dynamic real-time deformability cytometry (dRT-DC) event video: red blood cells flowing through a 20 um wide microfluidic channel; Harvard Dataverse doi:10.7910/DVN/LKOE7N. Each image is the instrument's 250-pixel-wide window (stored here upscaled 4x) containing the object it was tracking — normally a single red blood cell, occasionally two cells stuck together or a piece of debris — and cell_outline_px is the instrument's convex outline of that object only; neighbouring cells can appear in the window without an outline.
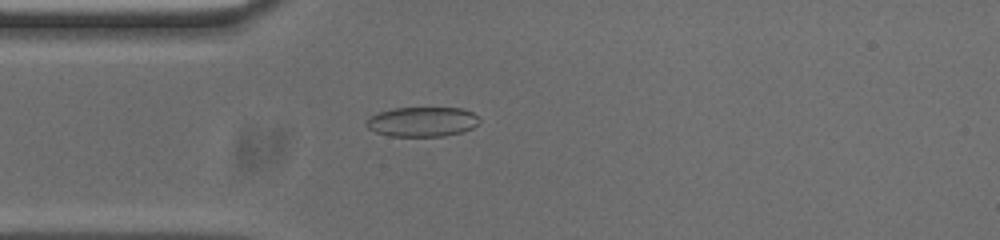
{"species": "common noctule bat (a hibernating species)", "species_latin": "Nyctalus noctula", "temperature_condition": "cold", "stored_images_in_passage": 53, "camera_frame_rate_fps": 3000, "um_per_image_px": 0.085, "animal": {"sex": "male", "body_mass_g": 20.0, "forearm_length_mm": 53.3}, "frame": {"image": 1, "passage_image": 13, "time_ms": 4.0, "image_size_px": [1000, 240], "cell_outline_px": [[480, 120], [472, 128], [460, 132], [444, 136], [388, 136], [376, 132], [368, 128], [364, 124], [372, 116], [380, 112], [392, 108], [460, 108], [472, 112]], "centroid_in_image_um": [35.87, 10.35], "position_along_channel_um": 49.1, "area_um2": 19.36}}
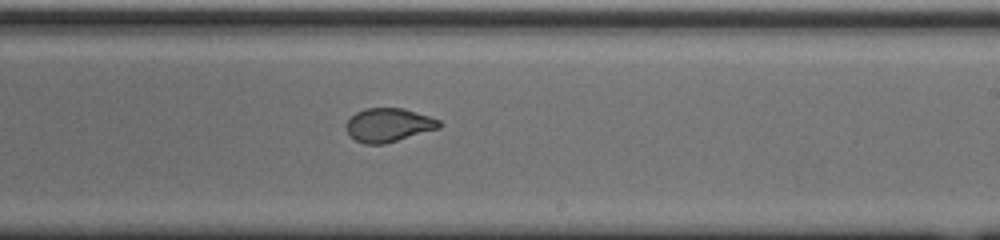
{"frame": {"image": 2, "passage_image": 30, "time_ms": 9.667, "image_size_px": [1000, 240], "cell_outline_px": [[440, 128], [384, 144], [364, 144], [356, 140], [344, 128], [344, 124], [356, 112], [364, 108], [404, 108], [440, 120]], "centroid_in_image_um": [33.0, 10.62], "position_along_channel_um": 256.0, "area_um2": 18.21}}
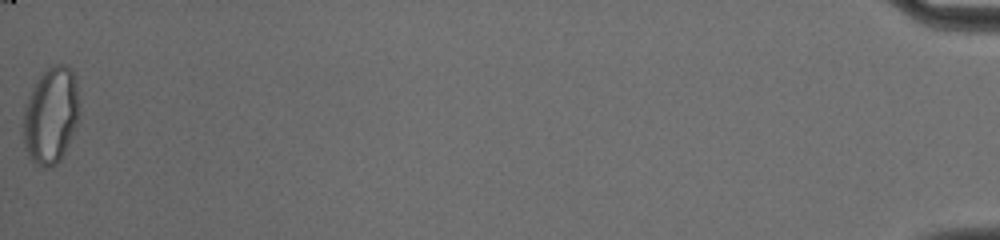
{"frame": {"image": 3, "passage_image": 53, "time_ms": 17.333, "image_size_px": [1000, 240], "cell_outline_px": [[80, 112], [72, 136], [60, 160], [52, 168], [44, 168], [36, 164], [28, 156], [24, 144], [24, 108], [32, 88], [36, 80], [52, 64], [68, 64], [76, 72], [80, 104]], "centroid_in_image_um": [4.37, 9.77], "position_along_channel_um": 430.8, "area_um2": 32.08}, "authors_computed_cell_mechanics": {"area_um2": 19.5942, "velocity_mm_per_s": 3.7424, "shape_relaxation_time_tau1_ms": null, "shape_relaxation_time_tau2_ms": 0.8782, "deformation_change_tau1": null, "deformation_change_tau2": 0.0505}}